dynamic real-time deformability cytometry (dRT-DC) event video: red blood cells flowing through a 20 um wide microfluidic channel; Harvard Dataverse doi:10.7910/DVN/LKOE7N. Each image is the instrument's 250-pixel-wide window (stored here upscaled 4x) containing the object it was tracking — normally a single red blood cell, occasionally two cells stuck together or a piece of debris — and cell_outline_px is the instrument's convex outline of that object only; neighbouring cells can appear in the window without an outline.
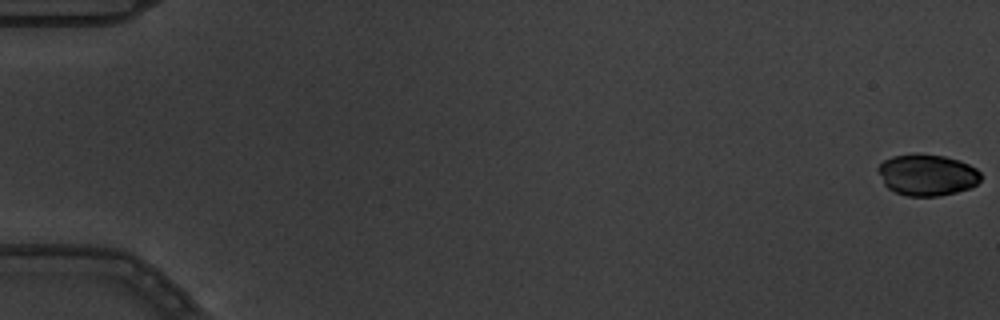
{"species": "common noctule bat (a hibernating species)", "species_latin": "Nyctalus noctula", "temperature_condition": "warm", "stored_images_in_passage": 6, "segment_of_instrument_passage": [1, 2], "camera_frame_rate_fps": 3000, "um_per_image_px": 0.085, "animal": {"sex": "male", "body_mass_g": 19.5, "forearm_length_mm": 54.6}, "frame": {"image": 1, "passage_image": 1, "time_ms": 0.0, "image_size_px": [1000, 320], "cell_outline_px": [[980, 180], [972, 188], [940, 196], [908, 196], [896, 192], [888, 188], [884, 184], [876, 168], [884, 160], [892, 156], [944, 156], [960, 160], [976, 168], [980, 172]], "centroid_in_image_um": [78.82, 14.9], "position_along_channel_um": 6.2, "area_um2": 24.33}}
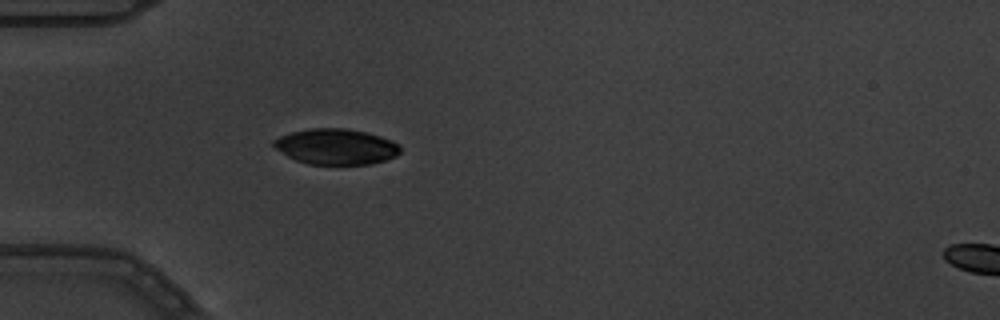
{"frame": {"image": 2, "passage_image": 5, "time_ms": 1.333, "image_size_px": [1000, 320], "cell_outline_px": [[400, 152], [396, 156], [384, 160], [368, 164], [308, 164], [296, 160], [288, 156], [276, 148], [272, 144], [272, 140], [280, 136], [292, 132], [312, 128], [344, 128], [364, 132], [380, 136], [392, 140], [400, 144]], "centroid_in_image_um": [28.57, 12.46], "position_along_channel_um": 56.4, "area_um2": 26.13}}